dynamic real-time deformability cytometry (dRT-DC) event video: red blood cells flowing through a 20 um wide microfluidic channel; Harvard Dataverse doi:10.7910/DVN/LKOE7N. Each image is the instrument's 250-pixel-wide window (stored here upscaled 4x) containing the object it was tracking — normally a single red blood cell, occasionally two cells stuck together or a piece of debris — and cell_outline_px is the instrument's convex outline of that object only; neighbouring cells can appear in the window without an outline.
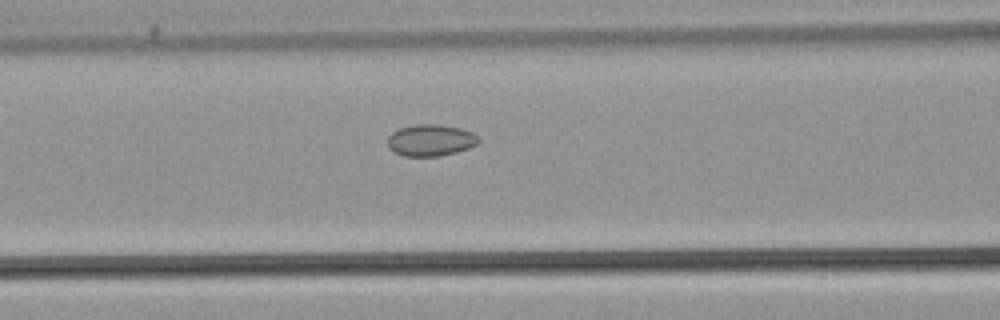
{"species": "common noctule bat (a hibernating species)", "species_latin": "Nyctalus noctula", "temperature_condition": "warm", "stored_images_in_passage": 41, "camera_frame_rate_fps": 3000, "um_per_image_px": 0.085, "animal": {"sex": "male", "body_mass_g": 21.5, "forearm_length_mm": 52.0}, "frame": {"image": 1, "passage_image": 11, "time_ms": 3.333, "image_size_px": [1000, 320], "cell_outline_px": [[480, 140], [476, 144], [468, 148], [456, 152], [440, 156], [404, 156], [388, 148], [388, 136], [392, 132], [400, 128], [416, 124], [440, 124], [460, 128], [472, 132]], "centroid_in_image_um": [36.59, 11.91], "position_along_channel_um": 130.0, "area_um2": 16.7}}
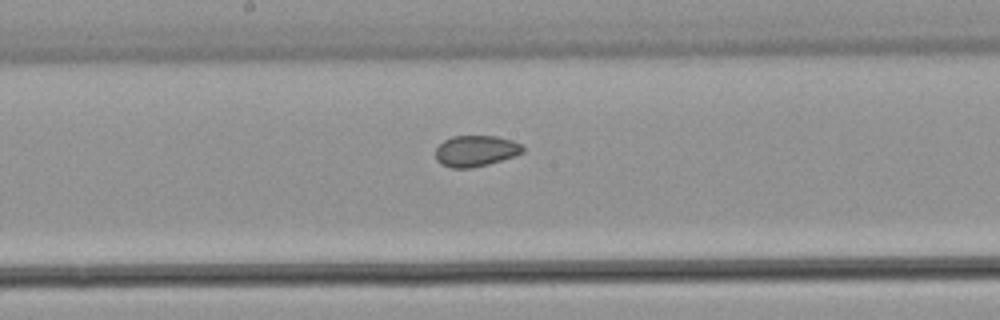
{"frame": {"image": 2, "passage_image": 17, "time_ms": 5.333, "image_size_px": [1000, 320], "cell_outline_px": [[524, 152], [488, 164], [472, 168], [452, 168], [440, 164], [436, 160], [436, 148], [444, 140], [452, 136], [496, 136], [512, 140], [520, 144], [524, 148]], "centroid_in_image_um": [40.41, 12.83], "position_along_channel_um": 207.8, "area_um2": 15.72}}
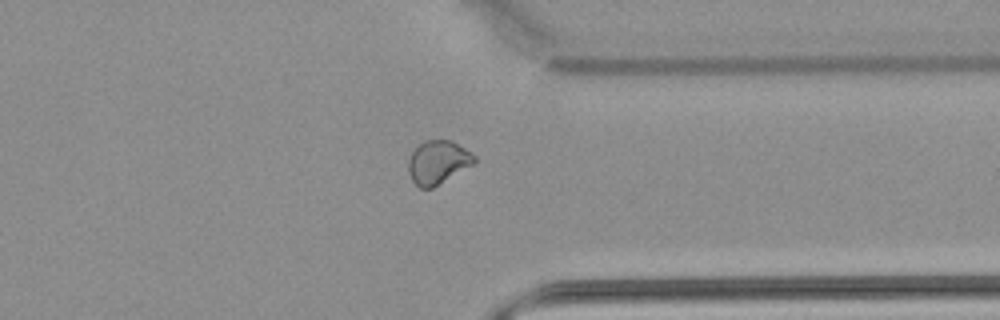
{"frame": {"image": 3, "passage_image": 30, "time_ms": 9.667, "image_size_px": [1000, 320], "cell_outline_px": [[476, 160], [472, 164], [432, 188], [420, 188], [412, 180], [408, 172], [408, 160], [412, 152], [424, 140], [452, 140], [476, 156]], "centroid_in_image_um": [37.2, 13.78], "position_along_channel_um": 374.2, "area_um2": 16.42}, "authors_computed_cell_mechanics": {"area_um2": 16.7042, "velocity_mm_per_s": 3.8841, "shape_relaxation_time_tau1_ms": null, "shape_relaxation_time_tau2_ms": 2.1026, "deformation_change_tau1": null, "deformation_change_tau2": 0.0553}}